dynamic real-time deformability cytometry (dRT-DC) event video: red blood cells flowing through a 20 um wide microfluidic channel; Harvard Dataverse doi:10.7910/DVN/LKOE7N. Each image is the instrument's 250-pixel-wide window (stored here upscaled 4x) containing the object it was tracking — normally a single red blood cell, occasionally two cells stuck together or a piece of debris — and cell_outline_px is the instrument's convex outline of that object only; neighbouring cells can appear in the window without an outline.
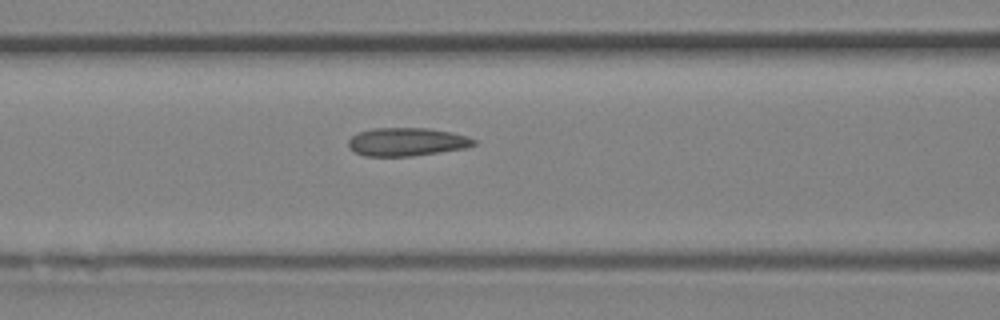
{"species": "Egyptian fruit bat (a non-hibernating species)", "species_latin": "Rousettus aegyptiacus", "temperature_condition": "room temperature", "stored_images_in_passage": 26, "camera_frame_rate_fps": 3000, "um_per_image_px": 0.085, "animal": {"sex": "female"}, "frame": {"image": 1, "passage_image": 12, "time_ms": 3.667, "image_size_px": [1000, 320], "cell_outline_px": [[476, 144], [468, 148], [412, 156], [364, 156], [348, 148], [348, 140], [352, 136], [360, 132], [372, 128], [428, 128], [452, 132], [468, 136], [476, 140]], "centroid_in_image_um": [34.6, 12.06], "position_along_channel_um": 132.0, "area_um2": 20.81}}
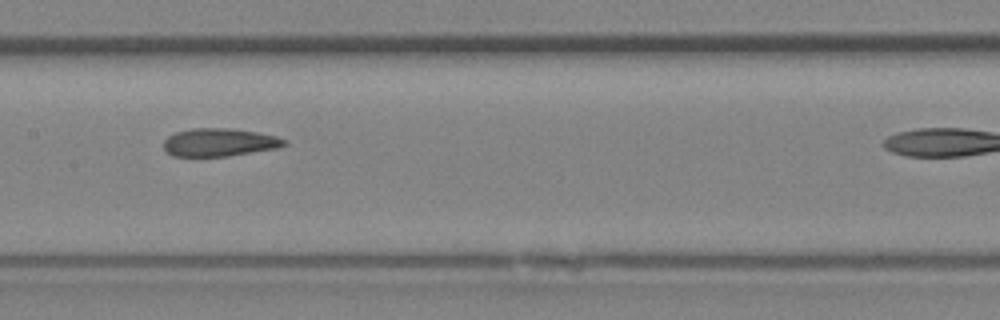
{"frame": {"image": 2, "passage_image": 15, "time_ms": 4.667, "image_size_px": [1000, 320], "cell_outline_px": [[288, 144], [280, 148], [228, 156], [172, 156], [164, 148], [164, 140], [168, 136], [176, 132], [192, 128], [228, 128], [256, 132], [276, 136], [288, 140]], "centroid_in_image_um": [18.69, 12.1], "position_along_channel_um": 188.7, "area_um2": 19.77}}